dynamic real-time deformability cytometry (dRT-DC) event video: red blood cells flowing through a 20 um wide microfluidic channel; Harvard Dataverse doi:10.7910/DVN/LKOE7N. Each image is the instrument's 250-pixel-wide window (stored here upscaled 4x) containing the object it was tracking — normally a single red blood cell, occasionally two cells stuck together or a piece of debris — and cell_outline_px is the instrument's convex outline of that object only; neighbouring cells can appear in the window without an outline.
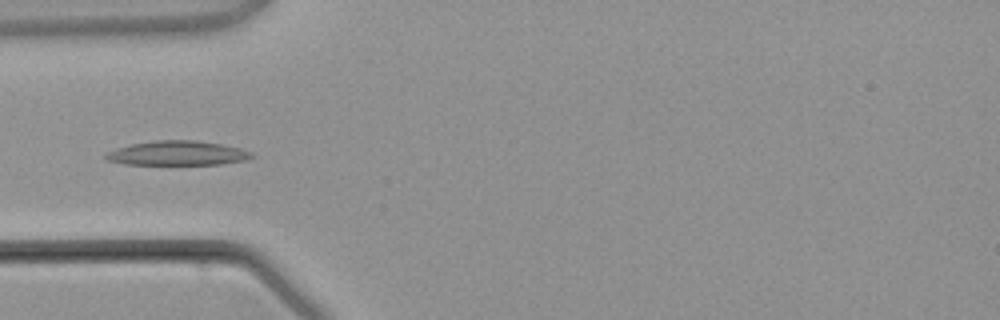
{"species": "common noctule bat (a hibernating species)", "species_latin": "Nyctalus noctula", "temperature_condition": "warm", "stored_images_in_passage": 2, "camera_frame_rate_fps": 3000, "um_per_image_px": 0.085, "animal": {"sex": "male", "body_mass_g": 21.5, "forearm_length_mm": 52.0}, "frame": {"image": 1, "passage_image": 2, "time_ms": 1.333, "image_size_px": [1000, 320], "cell_outline_px": [[256, 156], [244, 160], [220, 164], [124, 164], [104, 160], [104, 156], [108, 152], [116, 148], [132, 144], [152, 140], [192, 140], [220, 144], [240, 148], [252, 152]], "centroid_in_image_um": [15.06, 13.02], "position_along_channel_um": 69.9, "area_um2": 20.69}}